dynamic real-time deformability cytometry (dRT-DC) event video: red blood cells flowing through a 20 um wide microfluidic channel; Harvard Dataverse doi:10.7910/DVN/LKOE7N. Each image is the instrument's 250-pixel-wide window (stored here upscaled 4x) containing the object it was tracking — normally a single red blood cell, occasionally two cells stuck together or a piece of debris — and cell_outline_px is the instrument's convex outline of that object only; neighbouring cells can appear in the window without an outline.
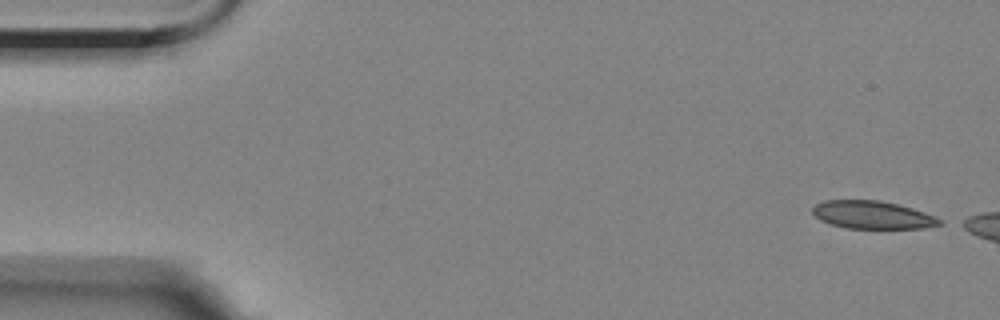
{"species": "Egyptian fruit bat (a non-hibernating species)", "species_latin": "Rousettus aegyptiacus", "temperature_condition": "room temperature", "stored_images_in_passage": 16, "camera_frame_rate_fps": 3000, "um_per_image_px": 0.085, "animal": {"sex": "female"}, "frame": {"image": 1, "passage_image": 1, "time_ms": 0.0, "image_size_px": [1000, 320], "cell_outline_px": [[944, 224], [924, 228], [848, 228], [832, 224], [820, 220], [812, 212], [812, 208], [816, 204], [824, 200], [880, 200], [912, 208], [936, 216]], "centroid_in_image_um": [74.17, 18.26], "position_along_channel_um": 10.8, "area_um2": 20.52}}
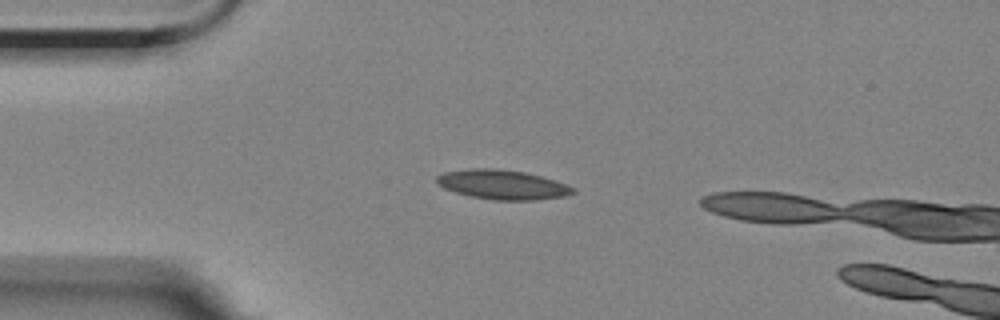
{"frame": {"image": 2, "passage_image": 12, "time_ms": 3.667, "image_size_px": [1000, 320], "cell_outline_px": [[576, 192], [564, 196], [536, 200], [496, 200], [472, 196], [456, 192], [444, 188], [436, 184], [436, 176], [444, 172], [468, 168], [496, 168], [524, 172], [556, 180], [576, 188]], "centroid_in_image_um": [42.71, 15.68], "position_along_channel_um": 42.3, "area_um2": 23.47}}